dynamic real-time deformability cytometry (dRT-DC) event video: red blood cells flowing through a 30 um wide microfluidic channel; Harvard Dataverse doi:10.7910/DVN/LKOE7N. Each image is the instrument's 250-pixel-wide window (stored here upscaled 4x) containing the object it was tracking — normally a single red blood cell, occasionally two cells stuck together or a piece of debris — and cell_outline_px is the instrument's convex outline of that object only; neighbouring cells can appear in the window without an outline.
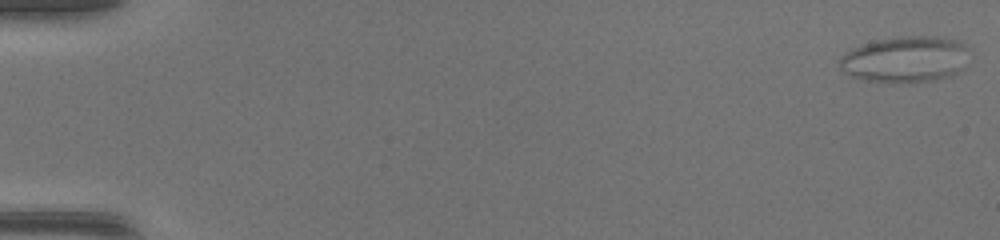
{"species": "common noctule bat (a hibernating species)", "species_latin": "Nyctalus noctula", "temperature_condition": "warm", "stored_images_in_passage": 48, "segment_of_instrument_passage": [1, 2], "camera_frame_rate_fps": 3000, "um_per_image_px": 0.085, "animal": {"sex": "female", "body_mass_g": 17.0, "forearm_length_mm": 48.0}, "frame": {"image": 1, "passage_image": 1, "time_ms": 0.0, "image_size_px": [1000, 240], "cell_outline_px": [[964, 48], [956, 72], [948, 76], [936, 80], [912, 84], [868, 80], [852, 76], [844, 72], [836, 64], [848, 52], [864, 44], [880, 40], [900, 36], [940, 36], [960, 40], [964, 44]], "centroid_in_image_um": [76.88, 5.05], "position_along_channel_um": 8.1, "area_um2": 33.99}}
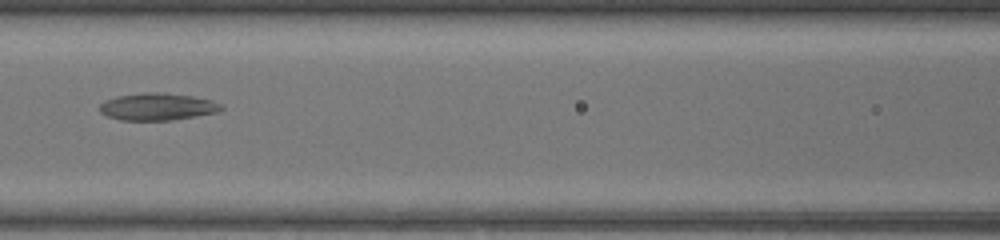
{"frame": {"image": 2, "passage_image": 23, "time_ms": 7.333, "image_size_px": [1000, 240], "cell_outline_px": [[224, 108], [216, 112], [172, 120], [120, 120], [108, 116], [100, 112], [100, 104], [104, 100], [116, 96], [144, 92], [164, 92], [192, 96], [212, 100], [220, 104]], "centroid_in_image_um": [13.35, 9.06], "position_along_channel_um": 153.2, "area_um2": 19.25}}
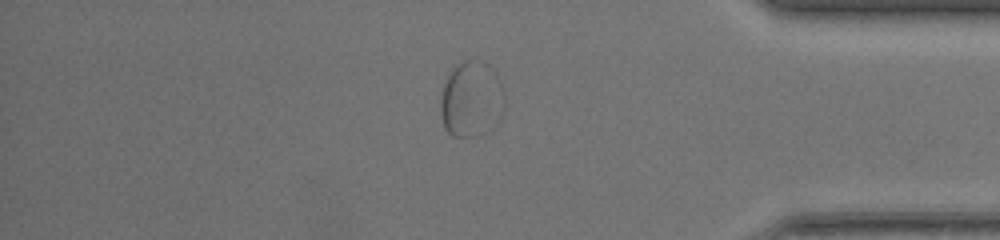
{"frame": {"image": 3, "passage_image": 41, "time_ms": 13.333, "image_size_px": [1000, 240], "cell_outline_px": [[472, 136], [452, 136], [444, 128], [440, 116], [440, 100], [444, 84], [452, 68], [464, 60], [472, 60]], "centroid_in_image_um": [38.93, 8.55], "position_along_channel_um": 396.3, "area_um2": 14.74}}